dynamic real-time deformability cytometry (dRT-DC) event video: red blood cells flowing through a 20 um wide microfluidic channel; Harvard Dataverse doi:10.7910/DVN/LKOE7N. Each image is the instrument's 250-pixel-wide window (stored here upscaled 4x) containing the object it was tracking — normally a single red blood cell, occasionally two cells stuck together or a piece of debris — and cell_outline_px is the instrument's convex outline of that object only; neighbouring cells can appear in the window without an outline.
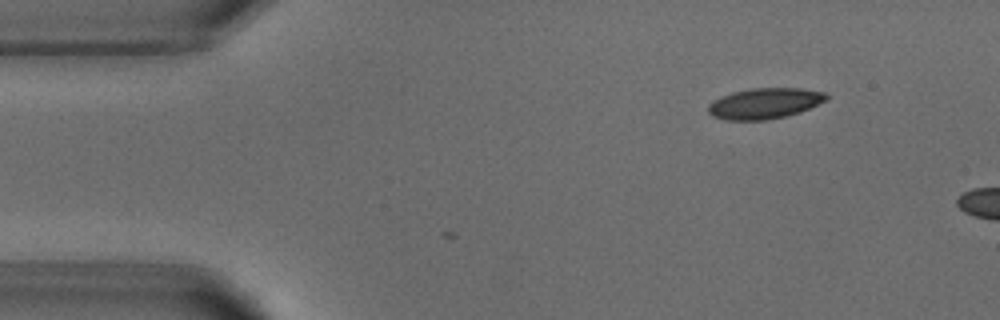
{"species": "common noctule bat (a hibernating species)", "species_latin": "Nyctalus noctula", "temperature_condition": "warm", "stored_images_in_passage": 2, "camera_frame_rate_fps": 3000, "um_per_image_px": 0.085, "animal": {"sex": "male", "body_mass_g": 18.8}, "frame": {"image": 1, "passage_image": 2, "time_ms": 1.0, "image_size_px": [1000, 320], "cell_outline_px": [[828, 100], [800, 112], [788, 116], [768, 120], [724, 120], [712, 116], [708, 112], [708, 104], [720, 96], [732, 92], [752, 88], [800, 88], [824, 92], [828, 96]], "centroid_in_image_um": [64.99, 8.79], "position_along_channel_um": 20.0, "area_um2": 21.39}}